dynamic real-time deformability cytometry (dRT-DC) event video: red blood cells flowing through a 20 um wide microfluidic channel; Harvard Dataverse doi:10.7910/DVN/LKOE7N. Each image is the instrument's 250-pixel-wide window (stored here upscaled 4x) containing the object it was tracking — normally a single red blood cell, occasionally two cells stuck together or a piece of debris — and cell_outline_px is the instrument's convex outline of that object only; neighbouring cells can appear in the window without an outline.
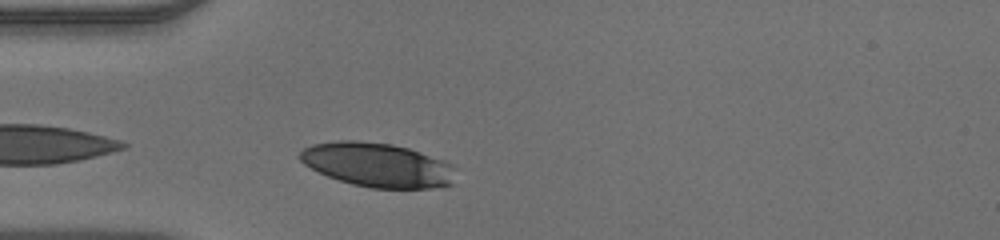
{"species": "human", "species_latin": "Homo sapiens", "temperature_condition": "warm", "stored_images_in_passage": 29, "camera_frame_rate_fps": 3000, "um_per_image_px": 0.085, "donor": {"sex": "male"}, "frame": {"image": 1, "passage_image": 3, "time_ms": 0.667, "image_size_px": [1000, 240], "cell_outline_px": [[452, 184], [444, 188], [372, 188], [352, 184], [328, 176], [304, 164], [296, 156], [304, 148], [312, 144], [340, 140], [356, 140], [392, 144], [408, 148], [448, 160], [452, 164]], "centroid_in_image_um": [32.1, 14.01], "position_along_channel_um": 52.9, "area_um2": 40.23}}
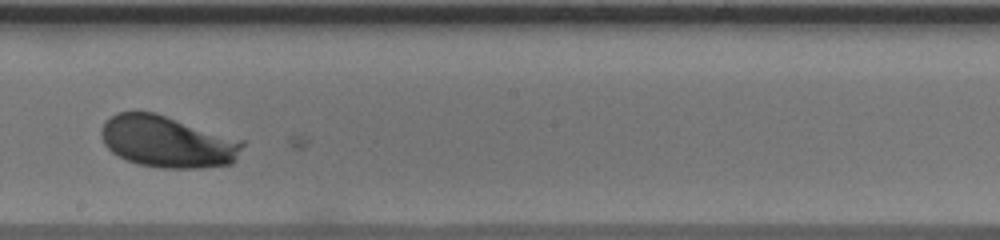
{"frame": {"image": 2, "passage_image": 17, "time_ms": 5.333, "image_size_px": [1000, 240], "cell_outline_px": [[244, 144], [236, 160], [232, 164], [200, 168], [160, 168], [140, 164], [128, 160], [112, 152], [104, 144], [100, 136], [100, 132], [104, 124], [116, 112], [156, 112], [244, 140]], "centroid_in_image_um": [14.26, 12.04], "position_along_channel_um": 233.9, "area_um2": 42.66}}
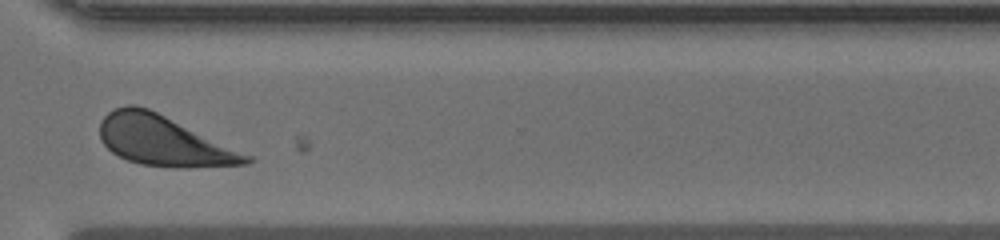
{"frame": {"image": 3, "passage_image": 26, "time_ms": 8.333, "image_size_px": [1000, 240], "cell_outline_px": [[252, 160], [248, 164], [140, 164], [128, 160], [112, 152], [100, 140], [100, 120], [108, 112], [116, 108], [128, 104], [136, 104], [148, 108], [252, 156]], "centroid_in_image_um": [13.79, 11.89], "position_along_channel_um": 356.8, "area_um2": 40.75}}